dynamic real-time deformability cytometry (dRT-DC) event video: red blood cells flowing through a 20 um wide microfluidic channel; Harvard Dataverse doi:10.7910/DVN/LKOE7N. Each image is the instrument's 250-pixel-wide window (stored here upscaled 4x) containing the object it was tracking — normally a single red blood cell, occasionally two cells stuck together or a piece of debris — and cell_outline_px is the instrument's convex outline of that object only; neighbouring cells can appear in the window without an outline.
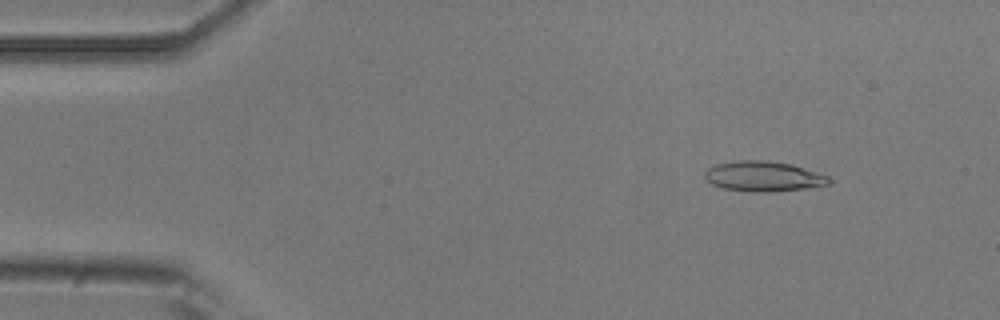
{"species": "common noctule bat (a hibernating species)", "species_latin": "Nyctalus noctula", "temperature_condition": "room temperature", "stored_images_in_passage": 5, "camera_frame_rate_fps": 3000, "um_per_image_px": 0.085, "animal": {"sex": "male", "body_mass_g": 20.5, "forearm_length_mm": 52.5}, "frame": {"image": 1, "passage_image": 1, "time_ms": 0.0, "image_size_px": [1000, 320], "cell_outline_px": [[832, 180], [828, 184], [804, 188], [772, 192], [752, 192], [724, 188], [712, 184], [704, 176], [704, 172], [708, 168], [716, 164], [740, 160], [768, 160], [788, 164], [828, 176]], "centroid_in_image_um": [64.85, 14.99], "position_along_channel_um": 20.2, "area_um2": 21.5}}
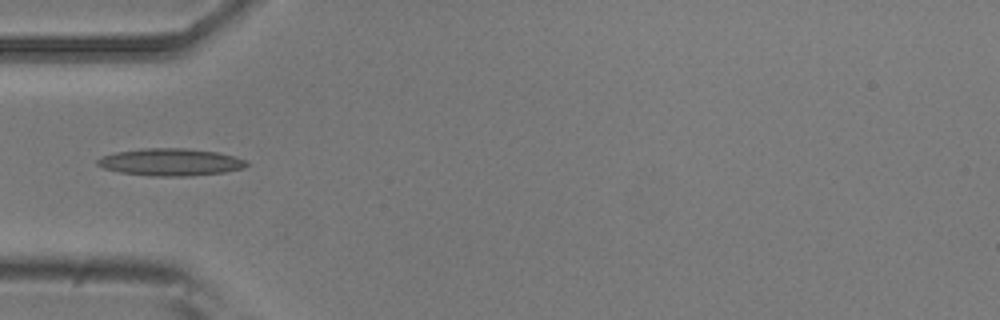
{"frame": {"image": 2, "passage_image": 4, "time_ms": 3.333, "image_size_px": [1000, 320], "cell_outline_px": [[248, 164], [244, 168], [224, 172], [188, 176], [152, 176], [120, 172], [104, 168], [96, 164], [96, 160], [104, 156], [116, 152], [140, 148], [188, 148], [216, 152], [232, 156], [244, 160]], "centroid_in_image_um": [14.47, 13.77], "position_along_channel_um": 70.5, "area_um2": 23.52}}
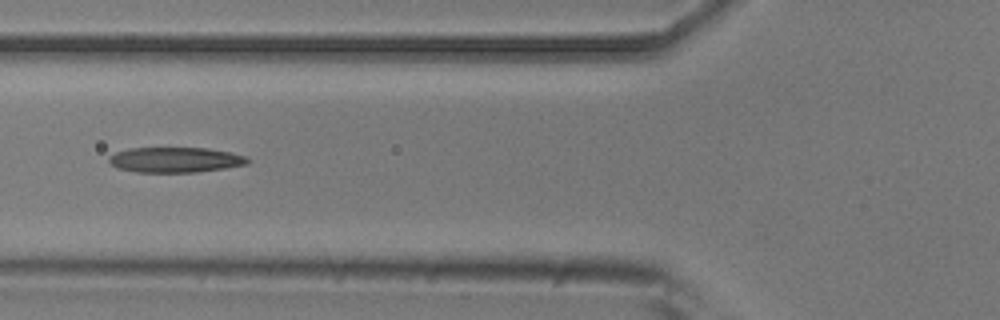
{"frame": {"image": 3, "passage_image": 5, "time_ms": 4.333, "image_size_px": [1000, 320], "cell_outline_px": [[252, 160], [248, 164], [224, 168], [196, 172], [136, 172], [116, 168], [108, 160], [108, 156], [116, 152], [128, 148], [208, 148], [232, 152], [248, 156]], "centroid_in_image_um": [14.93, 13.58], "position_along_channel_um": 110.9, "area_um2": 20.63}}